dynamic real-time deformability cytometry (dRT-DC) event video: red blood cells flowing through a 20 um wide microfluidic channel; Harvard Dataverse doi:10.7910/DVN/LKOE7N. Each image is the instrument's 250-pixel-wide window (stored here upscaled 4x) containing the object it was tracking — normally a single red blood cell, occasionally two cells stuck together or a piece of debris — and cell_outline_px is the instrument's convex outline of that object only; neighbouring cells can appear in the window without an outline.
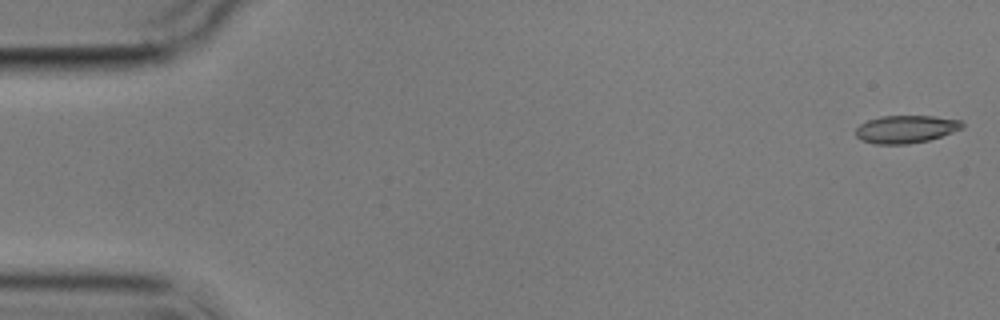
{"species": "common noctule bat (a hibernating species)", "species_latin": "Nyctalus noctula", "temperature_condition": "cold", "stored_images_in_passage": 3, "camera_frame_rate_fps": 3000, "um_per_image_px": 0.085, "animal": {"sex": "male", "body_mass_g": 17.9}, "frame": {"image": 1, "passage_image": 1, "time_ms": 0.0, "image_size_px": [1000, 320], "cell_outline_px": [[964, 128], [928, 140], [908, 144], [872, 144], [860, 140], [856, 136], [856, 128], [860, 124], [868, 120], [880, 116], [936, 116], [960, 120], [964, 124]], "centroid_in_image_um": [76.98, 10.98], "position_along_channel_um": 8.0, "area_um2": 17.28}}